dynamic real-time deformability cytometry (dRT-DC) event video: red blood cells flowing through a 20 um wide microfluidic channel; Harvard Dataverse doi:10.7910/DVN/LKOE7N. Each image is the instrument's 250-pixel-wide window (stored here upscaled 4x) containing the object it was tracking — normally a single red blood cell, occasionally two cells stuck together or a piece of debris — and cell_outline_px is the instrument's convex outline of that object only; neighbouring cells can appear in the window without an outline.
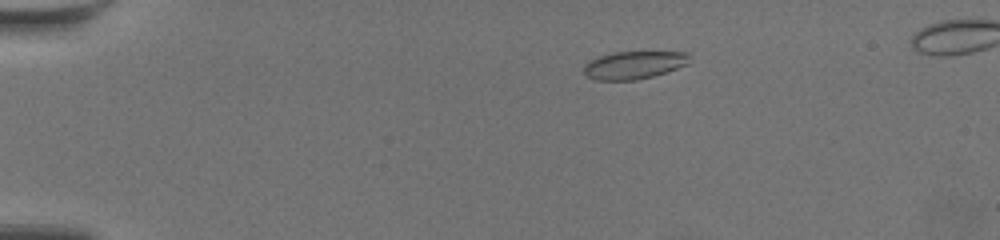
{"species": "common noctule bat (a hibernating species)", "species_latin": "Nyctalus noctula", "temperature_condition": "warm", "stored_images_in_passage": 51, "segment_of_instrument_passage": [1, 2], "camera_frame_rate_fps": 3000, "um_per_image_px": 0.085, "animal": {"sex": "female", "body_mass_g": 19.5, "forearm_length_mm": 54.1}, "frame": {"image": 1, "passage_image": 2, "time_ms": 0.333, "image_size_px": [1000, 240], "cell_outline_px": [[688, 64], [652, 76], [636, 80], [596, 80], [588, 76], [584, 72], [584, 64], [596, 56], [612, 52], [688, 52]], "centroid_in_image_um": [53.83, 5.52], "position_along_channel_um": 31.2, "area_um2": 16.99}}
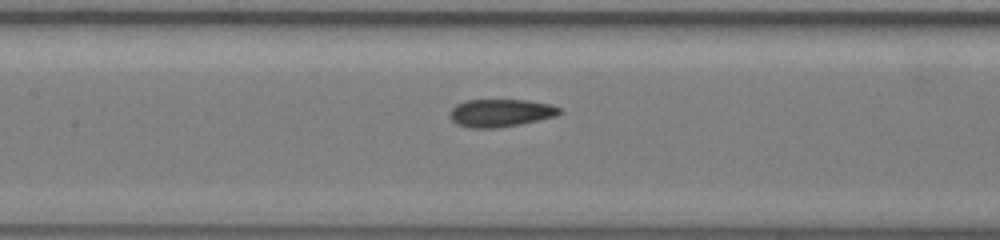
{"frame": {"image": 2, "passage_image": 20, "time_ms": 6.333, "image_size_px": [1000, 240], "cell_outline_px": [[564, 112], [556, 116], [540, 120], [520, 124], [496, 128], [472, 128], [456, 124], [448, 116], [448, 112], [456, 104], [464, 100], [528, 100], [552, 104], [560, 108]], "centroid_in_image_um": [42.55, 9.59], "position_along_channel_um": 164.8, "area_um2": 18.03}}
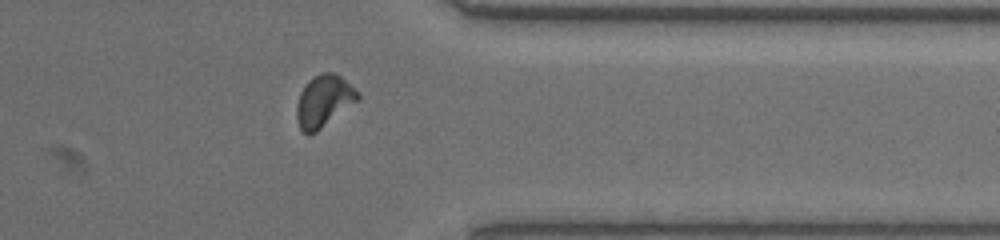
{"frame": {"image": 3, "passage_image": 39, "time_ms": 12.667, "image_size_px": [1000, 240], "cell_outline_px": [[360, 100], [316, 132], [308, 136], [300, 128], [296, 116], [296, 104], [300, 92], [308, 80], [312, 76], [320, 72], [336, 72], [360, 92]], "centroid_in_image_um": [27.54, 8.57], "position_along_channel_um": 383.9, "area_um2": 18.9}}